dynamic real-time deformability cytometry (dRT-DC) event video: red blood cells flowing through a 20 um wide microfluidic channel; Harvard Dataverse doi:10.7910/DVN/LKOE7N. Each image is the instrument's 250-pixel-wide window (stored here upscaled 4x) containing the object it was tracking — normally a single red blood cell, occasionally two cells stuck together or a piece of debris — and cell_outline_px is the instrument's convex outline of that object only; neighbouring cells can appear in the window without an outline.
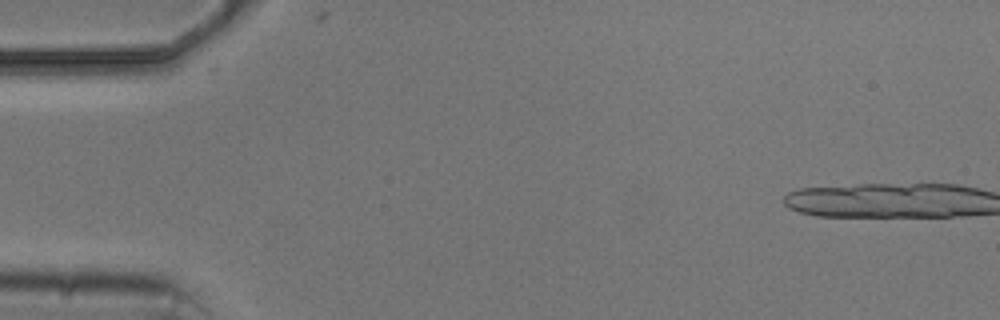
{"species": "common noctule bat (a hibernating species)", "species_latin": "Nyctalus noctula", "temperature_condition": "cold", "stored_images_in_passage": 8, "camera_frame_rate_fps": 3000, "um_per_image_px": 0.085, "animal": {"sex": "male", "body_mass_g": 20.5, "forearm_length_mm": 52.5}, "frame": {"image": 1, "passage_image": 1, "time_ms": 0.0, "image_size_px": [1000, 320], "cell_outline_px": [[156, 60], [128, 76], [120, 80], [100, 80], [72, 72], [76, 60], [80, 52], [148, 52], [156, 56]], "centroid_in_image_um": [9.47, 5.46], "position_along_channel_um": 75.5, "area_um2": 13.01}}